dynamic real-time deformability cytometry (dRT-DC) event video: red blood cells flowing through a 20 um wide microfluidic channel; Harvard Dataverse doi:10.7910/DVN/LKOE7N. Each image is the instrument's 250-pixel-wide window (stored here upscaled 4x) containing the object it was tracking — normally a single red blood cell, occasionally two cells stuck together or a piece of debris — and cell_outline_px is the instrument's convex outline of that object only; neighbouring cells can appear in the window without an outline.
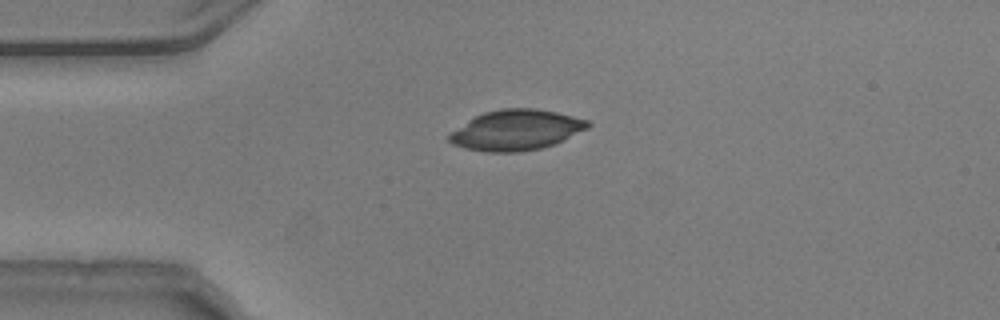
{"species": "common noctule bat (a hibernating species)", "species_latin": "Nyctalus noctula", "temperature_condition": "warm", "stored_images_in_passage": 43, "camera_frame_rate_fps": 3000, "um_per_image_px": 0.085, "animal": {"sex": "male", "body_mass_g": 20.5, "forearm_length_mm": 52.5}, "frame": {"image": 1, "passage_image": 1, "time_ms": 0.0, "image_size_px": [1000, 320], "cell_outline_px": [[592, 124], [588, 128], [556, 144], [544, 148], [520, 152], [484, 152], [464, 148], [452, 144], [448, 140], [448, 136], [452, 132], [468, 120], [484, 112], [500, 108], [536, 108], [556, 112], [588, 120]], "centroid_in_image_um": [43.89, 11.06], "position_along_channel_um": 41.1, "area_um2": 32.83}}
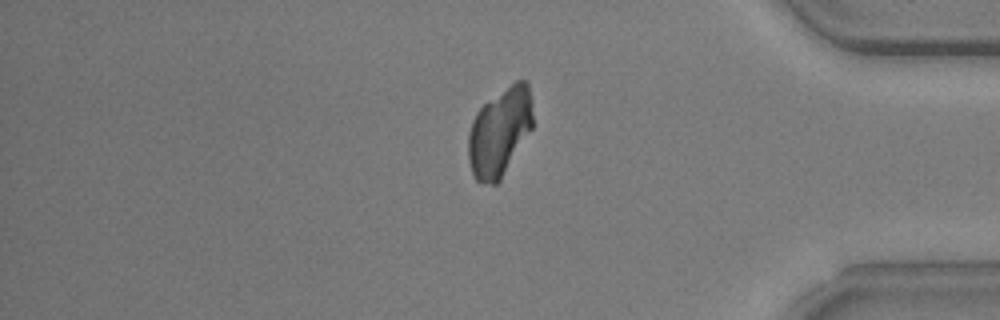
{"frame": {"image": 2, "passage_image": 33, "time_ms": 10.667, "image_size_px": [1000, 320], "cell_outline_px": [[532, 128], [500, 180], [496, 184], [480, 184], [472, 176], [468, 160], [468, 132], [472, 120], [476, 112], [484, 104], [516, 80], [528, 80], [532, 100]], "centroid_in_image_um": [42.46, 11.23], "position_along_channel_um": 392.7, "area_um2": 33.35}}
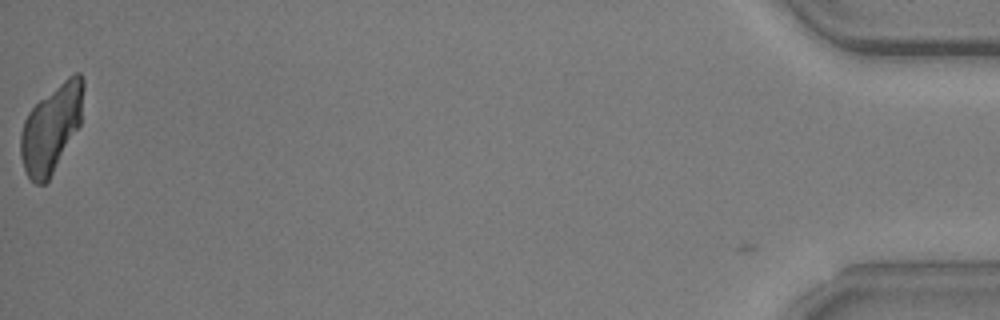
{"frame": {"image": 3, "passage_image": 42, "time_ms": 13.667, "image_size_px": [1000, 320], "cell_outline_px": [[84, 88], [80, 124], [48, 180], [44, 184], [36, 184], [28, 176], [24, 168], [20, 156], [20, 132], [24, 120], [28, 112], [40, 100], [68, 76], [76, 72], [80, 72], [84, 80]], "centroid_in_image_um": [4.35, 10.89], "position_along_channel_um": 430.8, "area_um2": 31.62}}